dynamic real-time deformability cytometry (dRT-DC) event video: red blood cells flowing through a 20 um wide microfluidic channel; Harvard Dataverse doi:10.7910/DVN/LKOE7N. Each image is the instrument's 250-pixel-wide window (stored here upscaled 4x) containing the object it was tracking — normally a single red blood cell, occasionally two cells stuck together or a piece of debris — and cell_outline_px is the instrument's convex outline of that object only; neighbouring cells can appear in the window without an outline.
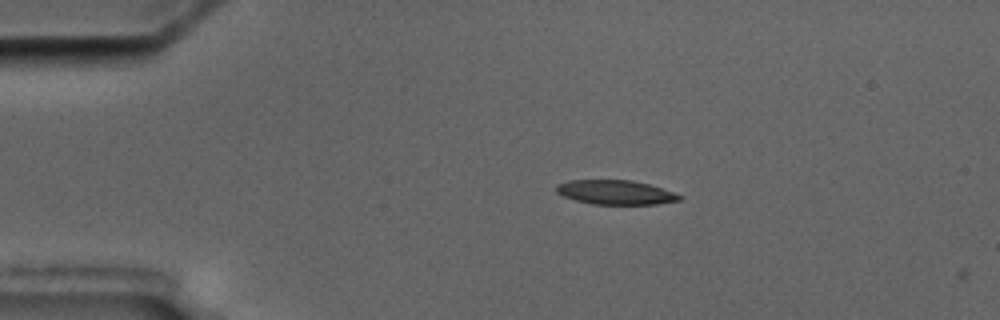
{"species": "common noctule bat (a hibernating species)", "species_latin": "Nyctalus noctula", "temperature_condition": "cold", "stored_images_in_passage": 5, "camera_frame_rate_fps": 3000, "um_per_image_px": 0.085, "animal": {"sex": "male", "body_mass_g": 17.5, "forearm_length_mm": 52.3}, "frame": {"image": 1, "passage_image": 3, "time_ms": 2.333, "image_size_px": [1000, 320], "cell_outline_px": [[684, 196], [680, 200], [656, 204], [592, 204], [576, 200], [564, 196], [556, 192], [556, 184], [572, 180], [632, 180], [648, 184]], "centroid_in_image_um": [52.31, 16.35], "position_along_channel_um": 32.7, "area_um2": 17.28}}